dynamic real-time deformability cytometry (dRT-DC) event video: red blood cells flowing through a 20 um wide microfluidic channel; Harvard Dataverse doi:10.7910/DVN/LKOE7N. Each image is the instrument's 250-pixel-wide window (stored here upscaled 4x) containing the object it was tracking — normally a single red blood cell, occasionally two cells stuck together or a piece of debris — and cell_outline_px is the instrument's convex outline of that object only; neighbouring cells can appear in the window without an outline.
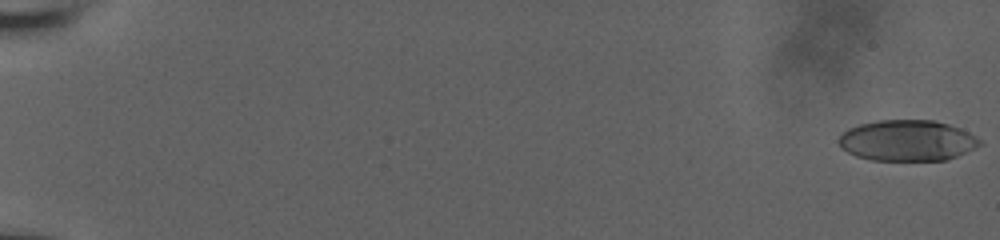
{"species": "human", "species_latin": "Homo sapiens", "temperature_condition": "room temperature", "stored_images_in_passage": 57, "camera_frame_rate_fps": 3000, "um_per_image_px": 0.085, "donor": {"sex": "male"}, "frame": {"image": 1, "passage_image": 1, "time_ms": 0.0, "image_size_px": [1000, 240], "cell_outline_px": [[984, 144], [956, 156], [944, 160], [872, 160], [856, 156], [840, 148], [836, 140], [848, 128], [860, 124], [876, 120], [932, 120], [948, 124], [960, 128], [968, 132], [980, 140]], "centroid_in_image_um": [77.08, 11.94], "position_along_channel_um": 7.9, "area_um2": 33.64}}
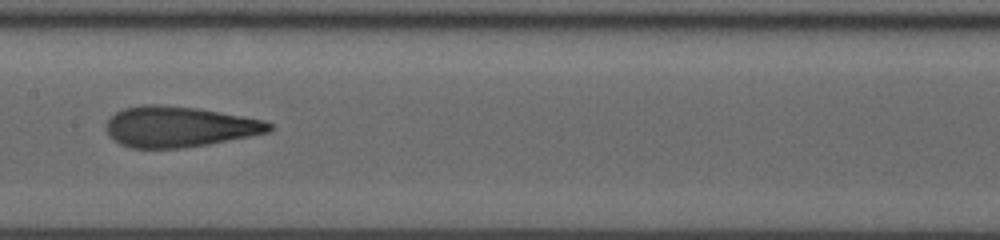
{"frame": {"image": 2, "passage_image": 32, "time_ms": 10.333, "image_size_px": [1000, 240], "cell_outline_px": [[272, 128], [268, 132], [208, 144], [180, 148], [132, 148], [120, 144], [108, 136], [104, 128], [104, 124], [108, 116], [124, 108], [144, 104], [156, 104], [200, 108], [264, 120], [272, 124]], "centroid_in_image_um": [15.15, 10.76], "position_along_channel_um": 192.3, "area_um2": 38.84}}
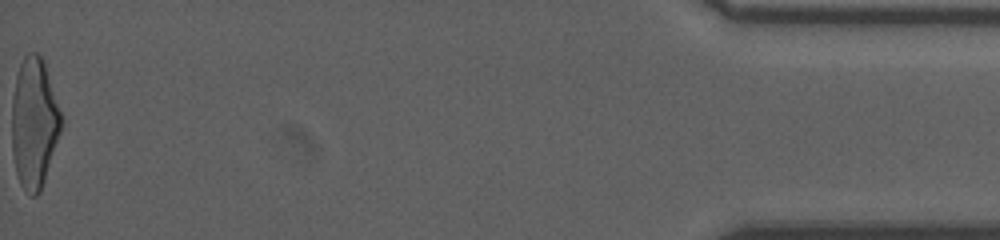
{"frame": {"image": 3, "passage_image": 57, "time_ms": 18.667, "image_size_px": [1000, 240], "cell_outline_px": [[64, 120], [40, 192], [36, 196], [28, 196], [20, 184], [16, 172], [12, 152], [12, 96], [16, 76], [20, 64], [24, 56], [28, 52], [36, 52], [44, 60]], "centroid_in_image_um": [2.9, 10.44], "position_along_channel_um": 432.3, "area_um2": 37.74}, "authors_computed_cell_mechanics": {"area_um2": 37.1076, "velocity_mm_per_s": 3.9476, "shape_relaxation_time_tau1_ms": 9.2543, "shape_relaxation_time_tau2_ms": 1.5071, "deformation_change_tau1": 0.2894, "deformation_change_tau2": 0.1149}}